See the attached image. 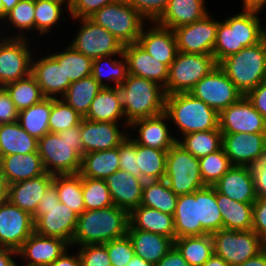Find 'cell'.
Instances as JSON below:
<instances>
[{
  "label": "cell",
  "instance_id": "1",
  "mask_svg": "<svg viewBox=\"0 0 266 266\" xmlns=\"http://www.w3.org/2000/svg\"><path fill=\"white\" fill-rule=\"evenodd\" d=\"M241 10L218 20L213 48V57L217 64L245 47L258 44L265 38L263 33L265 20L260 15L262 12L257 9Z\"/></svg>",
  "mask_w": 266,
  "mask_h": 266
},
{
  "label": "cell",
  "instance_id": "2",
  "mask_svg": "<svg viewBox=\"0 0 266 266\" xmlns=\"http://www.w3.org/2000/svg\"><path fill=\"white\" fill-rule=\"evenodd\" d=\"M38 153L47 173L52 175L79 173L83 156L81 123L59 133L45 134L38 140Z\"/></svg>",
  "mask_w": 266,
  "mask_h": 266
},
{
  "label": "cell",
  "instance_id": "3",
  "mask_svg": "<svg viewBox=\"0 0 266 266\" xmlns=\"http://www.w3.org/2000/svg\"><path fill=\"white\" fill-rule=\"evenodd\" d=\"M129 213L115 205L85 210L78 216L71 247L105 244L127 235Z\"/></svg>",
  "mask_w": 266,
  "mask_h": 266
},
{
  "label": "cell",
  "instance_id": "4",
  "mask_svg": "<svg viewBox=\"0 0 266 266\" xmlns=\"http://www.w3.org/2000/svg\"><path fill=\"white\" fill-rule=\"evenodd\" d=\"M165 113L177 141L189 133L219 128V113L190 92L166 95Z\"/></svg>",
  "mask_w": 266,
  "mask_h": 266
},
{
  "label": "cell",
  "instance_id": "5",
  "mask_svg": "<svg viewBox=\"0 0 266 266\" xmlns=\"http://www.w3.org/2000/svg\"><path fill=\"white\" fill-rule=\"evenodd\" d=\"M125 119L132 122L165 112L164 88L143 77L128 74L118 87Z\"/></svg>",
  "mask_w": 266,
  "mask_h": 266
},
{
  "label": "cell",
  "instance_id": "6",
  "mask_svg": "<svg viewBox=\"0 0 266 266\" xmlns=\"http://www.w3.org/2000/svg\"><path fill=\"white\" fill-rule=\"evenodd\" d=\"M34 231L42 236L55 237L70 246L76 230L78 215L59 201L56 187L51 183L40 198L33 215Z\"/></svg>",
  "mask_w": 266,
  "mask_h": 266
},
{
  "label": "cell",
  "instance_id": "7",
  "mask_svg": "<svg viewBox=\"0 0 266 266\" xmlns=\"http://www.w3.org/2000/svg\"><path fill=\"white\" fill-rule=\"evenodd\" d=\"M218 66L246 96L266 80V38L223 59Z\"/></svg>",
  "mask_w": 266,
  "mask_h": 266
},
{
  "label": "cell",
  "instance_id": "8",
  "mask_svg": "<svg viewBox=\"0 0 266 266\" xmlns=\"http://www.w3.org/2000/svg\"><path fill=\"white\" fill-rule=\"evenodd\" d=\"M89 19L107 29L123 46L137 43L148 23L126 0H115L105 5Z\"/></svg>",
  "mask_w": 266,
  "mask_h": 266
},
{
  "label": "cell",
  "instance_id": "9",
  "mask_svg": "<svg viewBox=\"0 0 266 266\" xmlns=\"http://www.w3.org/2000/svg\"><path fill=\"white\" fill-rule=\"evenodd\" d=\"M217 65L213 55L178 51L169 66L168 79L164 87L165 94L189 93Z\"/></svg>",
  "mask_w": 266,
  "mask_h": 266
},
{
  "label": "cell",
  "instance_id": "10",
  "mask_svg": "<svg viewBox=\"0 0 266 266\" xmlns=\"http://www.w3.org/2000/svg\"><path fill=\"white\" fill-rule=\"evenodd\" d=\"M164 179L177 196L191 194L205 187L200 173L199 158L177 142L167 152Z\"/></svg>",
  "mask_w": 266,
  "mask_h": 266
},
{
  "label": "cell",
  "instance_id": "11",
  "mask_svg": "<svg viewBox=\"0 0 266 266\" xmlns=\"http://www.w3.org/2000/svg\"><path fill=\"white\" fill-rule=\"evenodd\" d=\"M214 254L230 266H237L257 256L266 248V243L251 229L234 231L220 229L211 234Z\"/></svg>",
  "mask_w": 266,
  "mask_h": 266
},
{
  "label": "cell",
  "instance_id": "12",
  "mask_svg": "<svg viewBox=\"0 0 266 266\" xmlns=\"http://www.w3.org/2000/svg\"><path fill=\"white\" fill-rule=\"evenodd\" d=\"M34 40L36 39L0 36V87L31 74L32 58L39 50V45H34ZM33 46L38 49L32 50Z\"/></svg>",
  "mask_w": 266,
  "mask_h": 266
},
{
  "label": "cell",
  "instance_id": "13",
  "mask_svg": "<svg viewBox=\"0 0 266 266\" xmlns=\"http://www.w3.org/2000/svg\"><path fill=\"white\" fill-rule=\"evenodd\" d=\"M81 25L68 42L75 50L93 59L123 54L122 43L107 29L95 24L89 18L70 19ZM79 22V23H78Z\"/></svg>",
  "mask_w": 266,
  "mask_h": 266
},
{
  "label": "cell",
  "instance_id": "14",
  "mask_svg": "<svg viewBox=\"0 0 266 266\" xmlns=\"http://www.w3.org/2000/svg\"><path fill=\"white\" fill-rule=\"evenodd\" d=\"M190 93L218 113L244 96L218 65Z\"/></svg>",
  "mask_w": 266,
  "mask_h": 266
},
{
  "label": "cell",
  "instance_id": "15",
  "mask_svg": "<svg viewBox=\"0 0 266 266\" xmlns=\"http://www.w3.org/2000/svg\"><path fill=\"white\" fill-rule=\"evenodd\" d=\"M208 13L201 20L174 29L177 50L184 53L213 55L218 19Z\"/></svg>",
  "mask_w": 266,
  "mask_h": 266
},
{
  "label": "cell",
  "instance_id": "16",
  "mask_svg": "<svg viewBox=\"0 0 266 266\" xmlns=\"http://www.w3.org/2000/svg\"><path fill=\"white\" fill-rule=\"evenodd\" d=\"M172 131L165 112L136 120L128 127V135L136 144L163 151H169L177 142Z\"/></svg>",
  "mask_w": 266,
  "mask_h": 266
},
{
  "label": "cell",
  "instance_id": "17",
  "mask_svg": "<svg viewBox=\"0 0 266 266\" xmlns=\"http://www.w3.org/2000/svg\"><path fill=\"white\" fill-rule=\"evenodd\" d=\"M219 129L222 134L266 133V119L243 96L219 113Z\"/></svg>",
  "mask_w": 266,
  "mask_h": 266
},
{
  "label": "cell",
  "instance_id": "18",
  "mask_svg": "<svg viewBox=\"0 0 266 266\" xmlns=\"http://www.w3.org/2000/svg\"><path fill=\"white\" fill-rule=\"evenodd\" d=\"M34 232L33 216L8 200L0 204V246L18 250Z\"/></svg>",
  "mask_w": 266,
  "mask_h": 266
},
{
  "label": "cell",
  "instance_id": "19",
  "mask_svg": "<svg viewBox=\"0 0 266 266\" xmlns=\"http://www.w3.org/2000/svg\"><path fill=\"white\" fill-rule=\"evenodd\" d=\"M222 148L232 165L252 167L266 155V133L223 134Z\"/></svg>",
  "mask_w": 266,
  "mask_h": 266
},
{
  "label": "cell",
  "instance_id": "20",
  "mask_svg": "<svg viewBox=\"0 0 266 266\" xmlns=\"http://www.w3.org/2000/svg\"><path fill=\"white\" fill-rule=\"evenodd\" d=\"M128 127L129 124L96 122L83 118L81 121L83 154L119 147L128 136Z\"/></svg>",
  "mask_w": 266,
  "mask_h": 266
},
{
  "label": "cell",
  "instance_id": "21",
  "mask_svg": "<svg viewBox=\"0 0 266 266\" xmlns=\"http://www.w3.org/2000/svg\"><path fill=\"white\" fill-rule=\"evenodd\" d=\"M71 246L64 240L37 234L35 231L17 250L22 266H50Z\"/></svg>",
  "mask_w": 266,
  "mask_h": 266
},
{
  "label": "cell",
  "instance_id": "22",
  "mask_svg": "<svg viewBox=\"0 0 266 266\" xmlns=\"http://www.w3.org/2000/svg\"><path fill=\"white\" fill-rule=\"evenodd\" d=\"M45 55L35 54L32 58L31 74L35 77L41 92L47 98H61L71 82L65 78L62 65L44 49Z\"/></svg>",
  "mask_w": 266,
  "mask_h": 266
},
{
  "label": "cell",
  "instance_id": "23",
  "mask_svg": "<svg viewBox=\"0 0 266 266\" xmlns=\"http://www.w3.org/2000/svg\"><path fill=\"white\" fill-rule=\"evenodd\" d=\"M137 43L152 57L168 67L178 52L174 30L160 26L156 22H148L143 27Z\"/></svg>",
  "mask_w": 266,
  "mask_h": 266
},
{
  "label": "cell",
  "instance_id": "24",
  "mask_svg": "<svg viewBox=\"0 0 266 266\" xmlns=\"http://www.w3.org/2000/svg\"><path fill=\"white\" fill-rule=\"evenodd\" d=\"M105 182L115 206L130 214L141 204L144 180L119 169L109 175Z\"/></svg>",
  "mask_w": 266,
  "mask_h": 266
},
{
  "label": "cell",
  "instance_id": "25",
  "mask_svg": "<svg viewBox=\"0 0 266 266\" xmlns=\"http://www.w3.org/2000/svg\"><path fill=\"white\" fill-rule=\"evenodd\" d=\"M123 54L128 62V74L143 77L163 88L166 86L169 67L152 57L138 43L124 45Z\"/></svg>",
  "mask_w": 266,
  "mask_h": 266
},
{
  "label": "cell",
  "instance_id": "26",
  "mask_svg": "<svg viewBox=\"0 0 266 266\" xmlns=\"http://www.w3.org/2000/svg\"><path fill=\"white\" fill-rule=\"evenodd\" d=\"M213 187L234 201L254 204L257 200L251 167L233 165Z\"/></svg>",
  "mask_w": 266,
  "mask_h": 266
},
{
  "label": "cell",
  "instance_id": "27",
  "mask_svg": "<svg viewBox=\"0 0 266 266\" xmlns=\"http://www.w3.org/2000/svg\"><path fill=\"white\" fill-rule=\"evenodd\" d=\"M53 177L54 175L45 172L32 179L10 184L7 200L33 216L36 213L40 198L52 183Z\"/></svg>",
  "mask_w": 266,
  "mask_h": 266
},
{
  "label": "cell",
  "instance_id": "28",
  "mask_svg": "<svg viewBox=\"0 0 266 266\" xmlns=\"http://www.w3.org/2000/svg\"><path fill=\"white\" fill-rule=\"evenodd\" d=\"M206 0H169L162 16L156 21L160 26L176 29L201 20L208 13ZM209 11V12H208Z\"/></svg>",
  "mask_w": 266,
  "mask_h": 266
},
{
  "label": "cell",
  "instance_id": "29",
  "mask_svg": "<svg viewBox=\"0 0 266 266\" xmlns=\"http://www.w3.org/2000/svg\"><path fill=\"white\" fill-rule=\"evenodd\" d=\"M34 10L35 0H20L1 20L0 36L31 39L35 32Z\"/></svg>",
  "mask_w": 266,
  "mask_h": 266
},
{
  "label": "cell",
  "instance_id": "30",
  "mask_svg": "<svg viewBox=\"0 0 266 266\" xmlns=\"http://www.w3.org/2000/svg\"><path fill=\"white\" fill-rule=\"evenodd\" d=\"M0 172L6 178L8 185H10L40 176L46 171L39 153L34 152L1 157Z\"/></svg>",
  "mask_w": 266,
  "mask_h": 266
},
{
  "label": "cell",
  "instance_id": "31",
  "mask_svg": "<svg viewBox=\"0 0 266 266\" xmlns=\"http://www.w3.org/2000/svg\"><path fill=\"white\" fill-rule=\"evenodd\" d=\"M83 118L96 122L128 124L125 119L118 88H101Z\"/></svg>",
  "mask_w": 266,
  "mask_h": 266
},
{
  "label": "cell",
  "instance_id": "32",
  "mask_svg": "<svg viewBox=\"0 0 266 266\" xmlns=\"http://www.w3.org/2000/svg\"><path fill=\"white\" fill-rule=\"evenodd\" d=\"M135 255L156 265L174 246V241L164 235L138 229H128Z\"/></svg>",
  "mask_w": 266,
  "mask_h": 266
},
{
  "label": "cell",
  "instance_id": "33",
  "mask_svg": "<svg viewBox=\"0 0 266 266\" xmlns=\"http://www.w3.org/2000/svg\"><path fill=\"white\" fill-rule=\"evenodd\" d=\"M128 229H138L176 239L173 215L139 205L129 214Z\"/></svg>",
  "mask_w": 266,
  "mask_h": 266
},
{
  "label": "cell",
  "instance_id": "34",
  "mask_svg": "<svg viewBox=\"0 0 266 266\" xmlns=\"http://www.w3.org/2000/svg\"><path fill=\"white\" fill-rule=\"evenodd\" d=\"M173 218L176 239L202 236L201 222H198V190L178 196Z\"/></svg>",
  "mask_w": 266,
  "mask_h": 266
},
{
  "label": "cell",
  "instance_id": "35",
  "mask_svg": "<svg viewBox=\"0 0 266 266\" xmlns=\"http://www.w3.org/2000/svg\"><path fill=\"white\" fill-rule=\"evenodd\" d=\"M216 201L222 216L223 229L251 230L253 224V204L234 201L216 191Z\"/></svg>",
  "mask_w": 266,
  "mask_h": 266
},
{
  "label": "cell",
  "instance_id": "36",
  "mask_svg": "<svg viewBox=\"0 0 266 266\" xmlns=\"http://www.w3.org/2000/svg\"><path fill=\"white\" fill-rule=\"evenodd\" d=\"M119 169L118 147H115L104 151H93L83 154L79 174L82 178L105 180Z\"/></svg>",
  "mask_w": 266,
  "mask_h": 266
},
{
  "label": "cell",
  "instance_id": "37",
  "mask_svg": "<svg viewBox=\"0 0 266 266\" xmlns=\"http://www.w3.org/2000/svg\"><path fill=\"white\" fill-rule=\"evenodd\" d=\"M92 76L102 87H118L128 76L127 59L124 54L93 59Z\"/></svg>",
  "mask_w": 266,
  "mask_h": 266
},
{
  "label": "cell",
  "instance_id": "38",
  "mask_svg": "<svg viewBox=\"0 0 266 266\" xmlns=\"http://www.w3.org/2000/svg\"><path fill=\"white\" fill-rule=\"evenodd\" d=\"M34 152H38V140L21 128L18 122L0 125V158Z\"/></svg>",
  "mask_w": 266,
  "mask_h": 266
},
{
  "label": "cell",
  "instance_id": "39",
  "mask_svg": "<svg viewBox=\"0 0 266 266\" xmlns=\"http://www.w3.org/2000/svg\"><path fill=\"white\" fill-rule=\"evenodd\" d=\"M61 47L60 51L52 48L51 45L47 48V52L62 65L65 78L70 82L78 81L84 77L92 75V59L75 50L70 44ZM63 48V49H62ZM49 50V51H48ZM51 51V52H50Z\"/></svg>",
  "mask_w": 266,
  "mask_h": 266
},
{
  "label": "cell",
  "instance_id": "40",
  "mask_svg": "<svg viewBox=\"0 0 266 266\" xmlns=\"http://www.w3.org/2000/svg\"><path fill=\"white\" fill-rule=\"evenodd\" d=\"M101 88L103 87L90 75L72 82L61 99L84 117Z\"/></svg>",
  "mask_w": 266,
  "mask_h": 266
},
{
  "label": "cell",
  "instance_id": "41",
  "mask_svg": "<svg viewBox=\"0 0 266 266\" xmlns=\"http://www.w3.org/2000/svg\"><path fill=\"white\" fill-rule=\"evenodd\" d=\"M177 199L165 179L145 181L140 205L174 215Z\"/></svg>",
  "mask_w": 266,
  "mask_h": 266
},
{
  "label": "cell",
  "instance_id": "42",
  "mask_svg": "<svg viewBox=\"0 0 266 266\" xmlns=\"http://www.w3.org/2000/svg\"><path fill=\"white\" fill-rule=\"evenodd\" d=\"M51 98L45 97L39 103L19 112L18 123L30 136L41 139L49 132Z\"/></svg>",
  "mask_w": 266,
  "mask_h": 266
},
{
  "label": "cell",
  "instance_id": "43",
  "mask_svg": "<svg viewBox=\"0 0 266 266\" xmlns=\"http://www.w3.org/2000/svg\"><path fill=\"white\" fill-rule=\"evenodd\" d=\"M34 11V37L37 38L39 36L44 37L46 34H49L53 28L56 29L59 26V22L61 24L62 20L64 23L66 20L64 13L66 12L68 14L69 8L63 3L55 0H35Z\"/></svg>",
  "mask_w": 266,
  "mask_h": 266
},
{
  "label": "cell",
  "instance_id": "44",
  "mask_svg": "<svg viewBox=\"0 0 266 266\" xmlns=\"http://www.w3.org/2000/svg\"><path fill=\"white\" fill-rule=\"evenodd\" d=\"M198 222H201L202 235L213 234L223 229L216 190L213 186H205L198 190Z\"/></svg>",
  "mask_w": 266,
  "mask_h": 266
},
{
  "label": "cell",
  "instance_id": "45",
  "mask_svg": "<svg viewBox=\"0 0 266 266\" xmlns=\"http://www.w3.org/2000/svg\"><path fill=\"white\" fill-rule=\"evenodd\" d=\"M174 246L190 266H202L214 254L211 234L177 238Z\"/></svg>",
  "mask_w": 266,
  "mask_h": 266
},
{
  "label": "cell",
  "instance_id": "46",
  "mask_svg": "<svg viewBox=\"0 0 266 266\" xmlns=\"http://www.w3.org/2000/svg\"><path fill=\"white\" fill-rule=\"evenodd\" d=\"M59 201L72 209L78 216L85 211L82 195V177L77 174L54 175Z\"/></svg>",
  "mask_w": 266,
  "mask_h": 266
},
{
  "label": "cell",
  "instance_id": "47",
  "mask_svg": "<svg viewBox=\"0 0 266 266\" xmlns=\"http://www.w3.org/2000/svg\"><path fill=\"white\" fill-rule=\"evenodd\" d=\"M167 152L136 144V159L142 180L153 181L165 178Z\"/></svg>",
  "mask_w": 266,
  "mask_h": 266
},
{
  "label": "cell",
  "instance_id": "48",
  "mask_svg": "<svg viewBox=\"0 0 266 266\" xmlns=\"http://www.w3.org/2000/svg\"><path fill=\"white\" fill-rule=\"evenodd\" d=\"M222 135L219 128L193 132L182 136L177 143L196 158H200L222 148Z\"/></svg>",
  "mask_w": 266,
  "mask_h": 266
},
{
  "label": "cell",
  "instance_id": "49",
  "mask_svg": "<svg viewBox=\"0 0 266 266\" xmlns=\"http://www.w3.org/2000/svg\"><path fill=\"white\" fill-rule=\"evenodd\" d=\"M14 102L17 110L20 112L30 106L39 103L45 97L35 77L29 76L19 79L4 86Z\"/></svg>",
  "mask_w": 266,
  "mask_h": 266
},
{
  "label": "cell",
  "instance_id": "50",
  "mask_svg": "<svg viewBox=\"0 0 266 266\" xmlns=\"http://www.w3.org/2000/svg\"><path fill=\"white\" fill-rule=\"evenodd\" d=\"M200 173L205 186H214L233 166L223 148L199 158Z\"/></svg>",
  "mask_w": 266,
  "mask_h": 266
},
{
  "label": "cell",
  "instance_id": "51",
  "mask_svg": "<svg viewBox=\"0 0 266 266\" xmlns=\"http://www.w3.org/2000/svg\"><path fill=\"white\" fill-rule=\"evenodd\" d=\"M82 195L85 210H95L113 206L110 191L105 180L82 178Z\"/></svg>",
  "mask_w": 266,
  "mask_h": 266
},
{
  "label": "cell",
  "instance_id": "52",
  "mask_svg": "<svg viewBox=\"0 0 266 266\" xmlns=\"http://www.w3.org/2000/svg\"><path fill=\"white\" fill-rule=\"evenodd\" d=\"M83 119L78 112L66 104L61 98H51V112L49 116V132L59 133L79 125Z\"/></svg>",
  "mask_w": 266,
  "mask_h": 266
},
{
  "label": "cell",
  "instance_id": "53",
  "mask_svg": "<svg viewBox=\"0 0 266 266\" xmlns=\"http://www.w3.org/2000/svg\"><path fill=\"white\" fill-rule=\"evenodd\" d=\"M105 247L112 266H126L134 257V248L128 235L106 242Z\"/></svg>",
  "mask_w": 266,
  "mask_h": 266
},
{
  "label": "cell",
  "instance_id": "54",
  "mask_svg": "<svg viewBox=\"0 0 266 266\" xmlns=\"http://www.w3.org/2000/svg\"><path fill=\"white\" fill-rule=\"evenodd\" d=\"M82 266H112L104 244L77 246Z\"/></svg>",
  "mask_w": 266,
  "mask_h": 266
},
{
  "label": "cell",
  "instance_id": "55",
  "mask_svg": "<svg viewBox=\"0 0 266 266\" xmlns=\"http://www.w3.org/2000/svg\"><path fill=\"white\" fill-rule=\"evenodd\" d=\"M120 170L127 171L131 175L141 179V171L137 164L136 143L129 135L120 143L118 147Z\"/></svg>",
  "mask_w": 266,
  "mask_h": 266
},
{
  "label": "cell",
  "instance_id": "56",
  "mask_svg": "<svg viewBox=\"0 0 266 266\" xmlns=\"http://www.w3.org/2000/svg\"><path fill=\"white\" fill-rule=\"evenodd\" d=\"M147 22H156L164 13L169 0H126Z\"/></svg>",
  "mask_w": 266,
  "mask_h": 266
},
{
  "label": "cell",
  "instance_id": "57",
  "mask_svg": "<svg viewBox=\"0 0 266 266\" xmlns=\"http://www.w3.org/2000/svg\"><path fill=\"white\" fill-rule=\"evenodd\" d=\"M115 0H73L69 8V18H89L99 9Z\"/></svg>",
  "mask_w": 266,
  "mask_h": 266
},
{
  "label": "cell",
  "instance_id": "58",
  "mask_svg": "<svg viewBox=\"0 0 266 266\" xmlns=\"http://www.w3.org/2000/svg\"><path fill=\"white\" fill-rule=\"evenodd\" d=\"M19 111L4 87H0V125L17 122Z\"/></svg>",
  "mask_w": 266,
  "mask_h": 266
},
{
  "label": "cell",
  "instance_id": "59",
  "mask_svg": "<svg viewBox=\"0 0 266 266\" xmlns=\"http://www.w3.org/2000/svg\"><path fill=\"white\" fill-rule=\"evenodd\" d=\"M252 230L266 243V198H257L253 204Z\"/></svg>",
  "mask_w": 266,
  "mask_h": 266
},
{
  "label": "cell",
  "instance_id": "60",
  "mask_svg": "<svg viewBox=\"0 0 266 266\" xmlns=\"http://www.w3.org/2000/svg\"><path fill=\"white\" fill-rule=\"evenodd\" d=\"M257 198H266V155L251 167Z\"/></svg>",
  "mask_w": 266,
  "mask_h": 266
},
{
  "label": "cell",
  "instance_id": "61",
  "mask_svg": "<svg viewBox=\"0 0 266 266\" xmlns=\"http://www.w3.org/2000/svg\"><path fill=\"white\" fill-rule=\"evenodd\" d=\"M246 97L254 108L266 119V80L251 90Z\"/></svg>",
  "mask_w": 266,
  "mask_h": 266
},
{
  "label": "cell",
  "instance_id": "62",
  "mask_svg": "<svg viewBox=\"0 0 266 266\" xmlns=\"http://www.w3.org/2000/svg\"><path fill=\"white\" fill-rule=\"evenodd\" d=\"M155 266H190L179 250L173 246Z\"/></svg>",
  "mask_w": 266,
  "mask_h": 266
},
{
  "label": "cell",
  "instance_id": "63",
  "mask_svg": "<svg viewBox=\"0 0 266 266\" xmlns=\"http://www.w3.org/2000/svg\"><path fill=\"white\" fill-rule=\"evenodd\" d=\"M69 248L66 250L60 257H58L50 266H82L81 265V260H80V255L76 249V251L71 253L72 251ZM71 250V251H70Z\"/></svg>",
  "mask_w": 266,
  "mask_h": 266
},
{
  "label": "cell",
  "instance_id": "64",
  "mask_svg": "<svg viewBox=\"0 0 266 266\" xmlns=\"http://www.w3.org/2000/svg\"><path fill=\"white\" fill-rule=\"evenodd\" d=\"M18 260L17 250L0 246V266H19Z\"/></svg>",
  "mask_w": 266,
  "mask_h": 266
},
{
  "label": "cell",
  "instance_id": "65",
  "mask_svg": "<svg viewBox=\"0 0 266 266\" xmlns=\"http://www.w3.org/2000/svg\"><path fill=\"white\" fill-rule=\"evenodd\" d=\"M237 266H266V248L257 256L250 258Z\"/></svg>",
  "mask_w": 266,
  "mask_h": 266
},
{
  "label": "cell",
  "instance_id": "66",
  "mask_svg": "<svg viewBox=\"0 0 266 266\" xmlns=\"http://www.w3.org/2000/svg\"><path fill=\"white\" fill-rule=\"evenodd\" d=\"M242 9L261 10L266 5V0H241Z\"/></svg>",
  "mask_w": 266,
  "mask_h": 266
},
{
  "label": "cell",
  "instance_id": "67",
  "mask_svg": "<svg viewBox=\"0 0 266 266\" xmlns=\"http://www.w3.org/2000/svg\"><path fill=\"white\" fill-rule=\"evenodd\" d=\"M8 183L6 178L0 172V204L7 201L8 198Z\"/></svg>",
  "mask_w": 266,
  "mask_h": 266
},
{
  "label": "cell",
  "instance_id": "68",
  "mask_svg": "<svg viewBox=\"0 0 266 266\" xmlns=\"http://www.w3.org/2000/svg\"><path fill=\"white\" fill-rule=\"evenodd\" d=\"M202 266H230L224 259L213 254Z\"/></svg>",
  "mask_w": 266,
  "mask_h": 266
},
{
  "label": "cell",
  "instance_id": "69",
  "mask_svg": "<svg viewBox=\"0 0 266 266\" xmlns=\"http://www.w3.org/2000/svg\"><path fill=\"white\" fill-rule=\"evenodd\" d=\"M20 0H1L2 4V19L4 16L10 12L14 6L19 2Z\"/></svg>",
  "mask_w": 266,
  "mask_h": 266
},
{
  "label": "cell",
  "instance_id": "70",
  "mask_svg": "<svg viewBox=\"0 0 266 266\" xmlns=\"http://www.w3.org/2000/svg\"><path fill=\"white\" fill-rule=\"evenodd\" d=\"M126 266H155L152 263H149L142 259L141 257L134 255L130 262Z\"/></svg>",
  "mask_w": 266,
  "mask_h": 266
},
{
  "label": "cell",
  "instance_id": "71",
  "mask_svg": "<svg viewBox=\"0 0 266 266\" xmlns=\"http://www.w3.org/2000/svg\"><path fill=\"white\" fill-rule=\"evenodd\" d=\"M55 1H58V2L63 3V4L66 5L68 8H70L71 5H72V3H73V0H55Z\"/></svg>",
  "mask_w": 266,
  "mask_h": 266
},
{
  "label": "cell",
  "instance_id": "72",
  "mask_svg": "<svg viewBox=\"0 0 266 266\" xmlns=\"http://www.w3.org/2000/svg\"><path fill=\"white\" fill-rule=\"evenodd\" d=\"M264 8H266V5L260 10L262 13H264L263 11L265 10ZM266 21L263 24V33H264V37L266 38Z\"/></svg>",
  "mask_w": 266,
  "mask_h": 266
},
{
  "label": "cell",
  "instance_id": "73",
  "mask_svg": "<svg viewBox=\"0 0 266 266\" xmlns=\"http://www.w3.org/2000/svg\"><path fill=\"white\" fill-rule=\"evenodd\" d=\"M2 20V4H1V0H0V22Z\"/></svg>",
  "mask_w": 266,
  "mask_h": 266
}]
</instances>
